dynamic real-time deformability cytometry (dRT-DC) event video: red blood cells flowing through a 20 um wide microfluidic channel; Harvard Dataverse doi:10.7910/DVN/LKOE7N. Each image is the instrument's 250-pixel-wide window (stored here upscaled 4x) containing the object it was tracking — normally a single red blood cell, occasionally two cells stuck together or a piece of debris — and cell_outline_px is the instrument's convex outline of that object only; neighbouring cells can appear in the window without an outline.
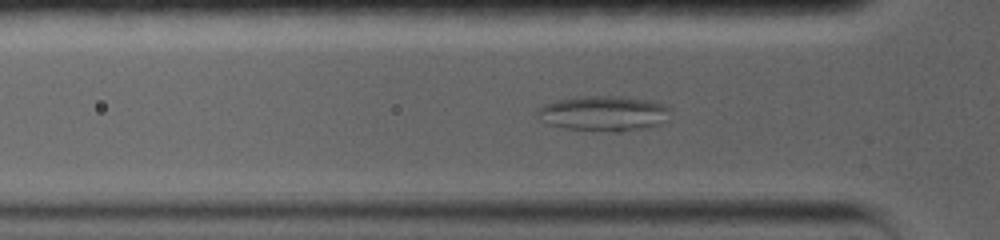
{"species": "common noctule bat (a hibernating species)", "species_latin": "Nyctalus noctula", "temperature_condition": "warm", "stored_images_in_passage": 69, "segment_of_instrument_passage": [1, 2], "camera_frame_rate_fps": 5000, "um_per_image_px": 0.085, "animal": {"sex": "female", "body_mass_g": 19.0, "forearm_length_mm": 56.7}, "frame": {"image": 1, "passage_image": 22, "time_ms": 4.2, "image_size_px": [1000, 240], "cell_outline_px": [[668, 108], [664, 120], [660, 124], [648, 128], [620, 132], [616, 132], [564, 128], [548, 124], [536, 116], [536, 112], [544, 104], [556, 100], [576, 96], [616, 96], [648, 100], [664, 104]], "centroid_in_image_um": [51.26, 9.64], "position_along_channel_um": 74.5, "area_um2": 27.17}}
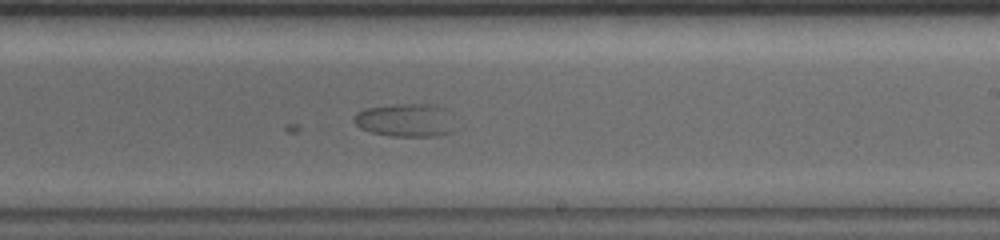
{"frame": {"image": 2, "passage_image": 42, "time_ms": 8.2, "image_size_px": [1000, 240], "cell_outline_px": [[452, 132], [436, 136], [392, 136], [372, 132], [360, 128], [352, 120], [352, 116], [356, 112], [364, 108], [396, 104], [432, 104], [444, 108]], "centroid_in_image_um": [34.34, 10.21], "position_along_channel_um": 254.7, "area_um2": 19.19}}
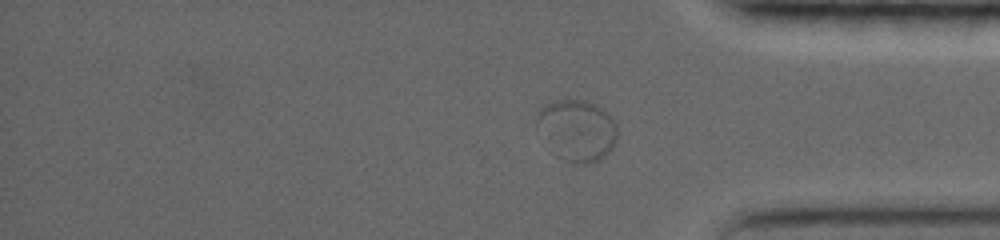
{"frame": {"image": 3, "passage_image": 62, "time_ms": 12.2, "image_size_px": [1000, 240], "cell_outline_px": [[616, 144], [608, 152], [596, 160], [588, 164], [576, 164], [564, 160], [556, 156], [536, 128], [536, 112], [540, 108], [556, 100], [584, 100], [596, 104], [604, 108], [616, 124]], "centroid_in_image_um": [49.02, 11.06], "position_along_channel_um": 386.2, "area_um2": 28.9}}